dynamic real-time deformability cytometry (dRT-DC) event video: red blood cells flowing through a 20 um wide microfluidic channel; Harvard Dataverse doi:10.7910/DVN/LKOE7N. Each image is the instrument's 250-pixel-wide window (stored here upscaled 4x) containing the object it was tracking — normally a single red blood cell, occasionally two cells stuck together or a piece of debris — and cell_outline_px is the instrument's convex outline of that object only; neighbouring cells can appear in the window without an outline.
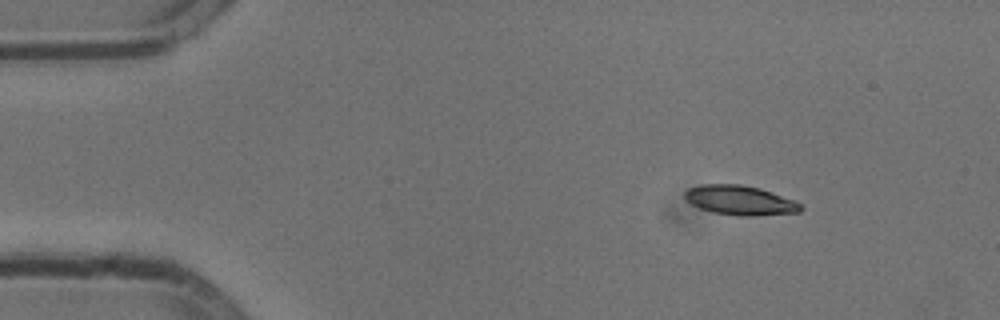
{"species": "common noctule bat (a hibernating species)", "species_latin": "Nyctalus noctula", "temperature_condition": "cold", "stored_images_in_passage": 49, "camera_frame_rate_fps": 3000, "um_per_image_px": 0.085, "animal": {"sex": "male", "body_mass_g": 13.3}, "frame": {"image": 1, "passage_image": 1, "time_ms": 0.0, "image_size_px": [1000, 320], "cell_outline_px": [[804, 208], [800, 212], [752, 216], [736, 216], [712, 212], [700, 208], [684, 200], [684, 192], [688, 188], [700, 184], [740, 184], [760, 188], [796, 200]], "centroid_in_image_um": [62.89, 17.02], "position_along_channel_um": 22.1, "area_um2": 20.23}}
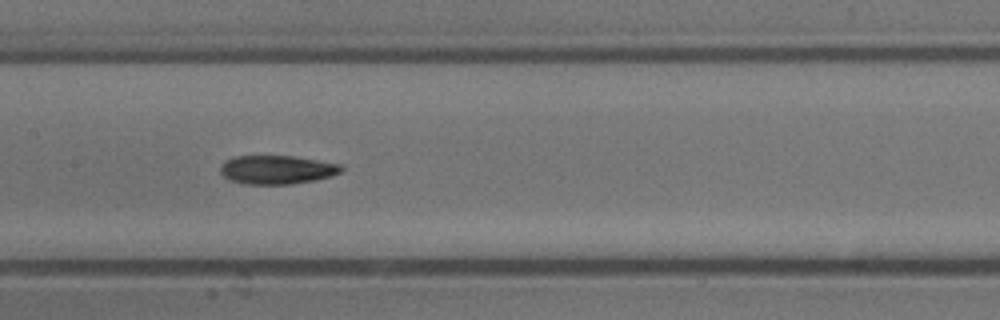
{"frame": {"image": 2, "passage_image": 20, "time_ms": 6.333, "image_size_px": [1000, 320], "cell_outline_px": [[344, 168], [340, 172], [332, 176], [312, 180], [288, 184], [244, 184], [228, 180], [220, 172], [220, 168], [228, 160], [236, 156], [296, 156], [340, 164]], "centroid_in_image_um": [23.55, 14.42], "position_along_channel_um": 183.9, "area_um2": 20.06}}
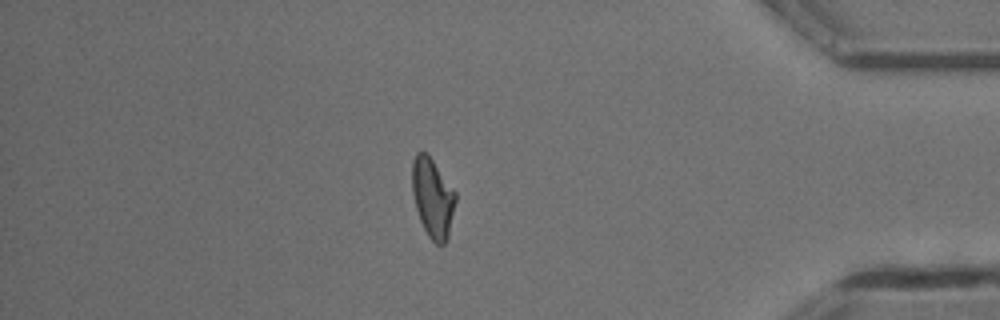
{"frame": {"image": 3, "passage_image": 40, "time_ms": 13.0, "image_size_px": [1000, 320], "cell_outline_px": [[456, 200], [448, 240], [444, 244], [436, 244], [428, 236], [420, 220], [416, 208], [412, 192], [412, 160], [416, 152], [428, 152], [456, 192]], "centroid_in_image_um": [36.78, 16.79], "position_along_channel_um": 398.4, "area_um2": 20.35}, "authors_computed_cell_mechanics": {"area_um2": 20.0566, "velocity_mm_per_s": 3.7893, "shape_relaxation_time_tau1_ms": 5.4342, "shape_relaxation_time_tau2_ms": 1.8309, "deformation_change_tau1": 0.1935, "deformation_change_tau2": 0.0837}}